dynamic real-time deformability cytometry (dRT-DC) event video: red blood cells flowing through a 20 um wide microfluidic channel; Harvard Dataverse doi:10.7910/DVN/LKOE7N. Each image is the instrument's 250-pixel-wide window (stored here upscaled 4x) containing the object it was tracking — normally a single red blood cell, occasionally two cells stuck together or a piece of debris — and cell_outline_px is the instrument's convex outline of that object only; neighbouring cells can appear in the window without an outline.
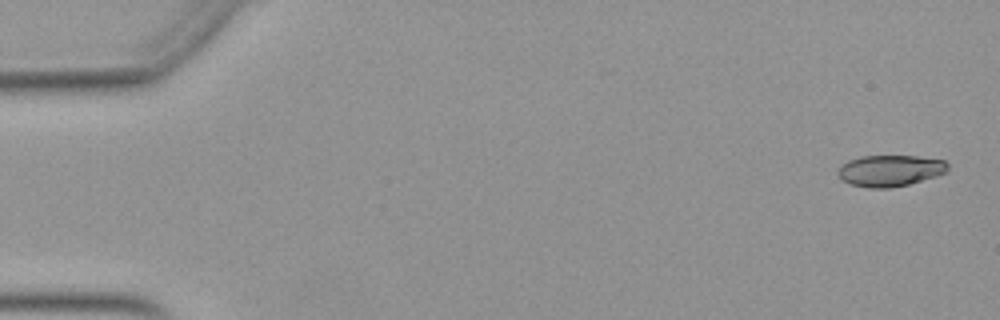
{"species": "Egyptian fruit bat (a non-hibernating species)", "species_latin": "Rousettus aegyptiacus", "temperature_condition": "warm", "stored_images_in_passage": 52, "camera_frame_rate_fps": 3000, "um_per_image_px": 0.085, "animal": {"sex": "female"}, "frame": {"image": 1, "passage_image": 2, "time_ms": 0.333, "image_size_px": [1000, 320], "cell_outline_px": [[948, 172], [936, 176], [908, 184], [892, 188], [868, 188], [848, 184], [840, 180], [836, 172], [840, 164], [848, 160], [860, 156], [916, 156], [944, 160], [948, 164]], "centroid_in_image_um": [75.6, 14.51], "position_along_channel_um": 9.4, "area_um2": 20.4}}
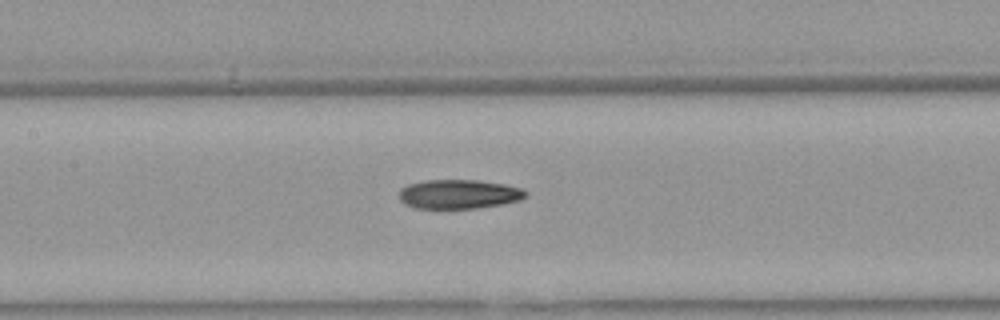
{"frame": {"image": 2, "passage_image": 25, "time_ms": 8.0, "image_size_px": [1000, 320], "cell_outline_px": [[528, 196], [520, 200], [500, 204], [476, 208], [416, 208], [404, 204], [400, 200], [400, 188], [408, 184], [424, 180], [480, 180], [504, 184], [520, 188], [528, 192]], "centroid_in_image_um": [39.0, 16.49], "position_along_channel_um": 168.4, "area_um2": 21.56}}
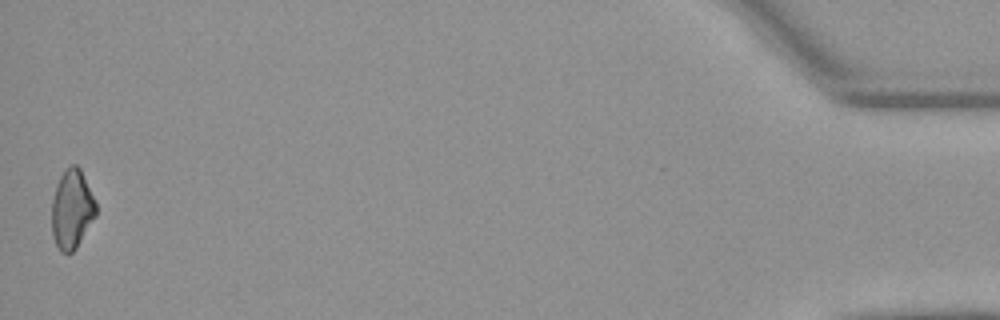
{"frame": {"image": 3, "passage_image": 52, "time_ms": 17.0, "image_size_px": [1000, 320], "cell_outline_px": [[96, 216], [76, 248], [72, 252], [60, 252], [52, 236], [52, 200], [56, 184], [64, 168], [68, 164], [76, 164], [80, 168], [96, 200]], "centroid_in_image_um": [6.11, 17.75], "position_along_channel_um": 429.1, "area_um2": 20.63}}